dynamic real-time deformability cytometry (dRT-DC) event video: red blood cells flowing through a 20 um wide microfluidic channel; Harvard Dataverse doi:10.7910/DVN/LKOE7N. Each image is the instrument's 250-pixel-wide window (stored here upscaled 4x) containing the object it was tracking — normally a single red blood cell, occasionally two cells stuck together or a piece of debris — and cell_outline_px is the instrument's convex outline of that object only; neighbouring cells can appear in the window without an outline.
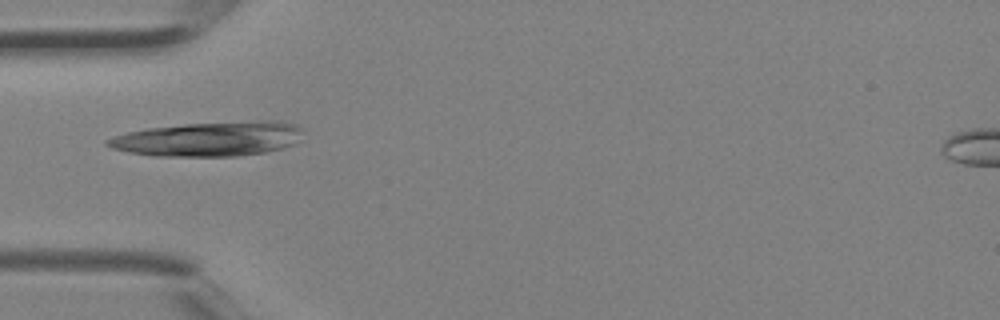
{"species": "Egyptian fruit bat (a non-hibernating species)", "species_latin": "Rousettus aegyptiacus", "temperature_condition": "room temperature", "stored_images_in_passage": 2, "camera_frame_rate_fps": 3000, "um_per_image_px": 0.085, "animal": {"sex": "female"}, "frame": {"image": 1, "passage_image": 2, "time_ms": 0.333, "image_size_px": [1000, 320], "cell_outline_px": [[300, 132], [296, 144], [284, 148], [264, 152], [236, 156], [156, 156], [128, 152], [112, 148], [104, 144], [104, 140], [128, 132], [148, 128], [184, 124], [260, 120], [280, 120], [296, 124], [300, 128]], "centroid_in_image_um": [17.77, 11.8], "position_along_channel_um": 67.2, "area_um2": 39.36}}